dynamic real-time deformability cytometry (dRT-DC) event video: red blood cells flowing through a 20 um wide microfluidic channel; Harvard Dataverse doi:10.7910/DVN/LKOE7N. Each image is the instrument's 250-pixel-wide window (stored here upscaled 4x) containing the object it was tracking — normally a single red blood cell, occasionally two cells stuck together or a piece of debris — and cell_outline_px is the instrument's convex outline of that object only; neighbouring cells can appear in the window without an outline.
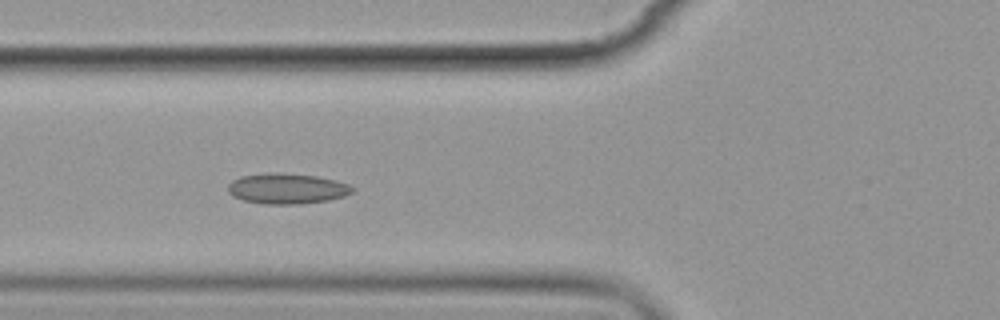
{"species": "common noctule bat (a hibernating species)", "species_latin": "Nyctalus noctula", "temperature_condition": "cold", "stored_images_in_passage": 7, "camera_frame_rate_fps": 3000, "um_per_image_px": 0.085, "animal": {"sex": "female", "body_mass_g": 19.9}, "frame": {"image": 1, "passage_image": 6, "time_ms": 6.667, "image_size_px": [1000, 320], "cell_outline_px": [[356, 188], [352, 192], [344, 196], [328, 200], [300, 204], [264, 204], [244, 200], [232, 196], [228, 192], [228, 184], [232, 180], [240, 176], [276, 172], [316, 176], [336, 180], [348, 184]], "centroid_in_image_um": [24.39, 16.03], "position_along_channel_um": 101.4, "area_um2": 22.14}}
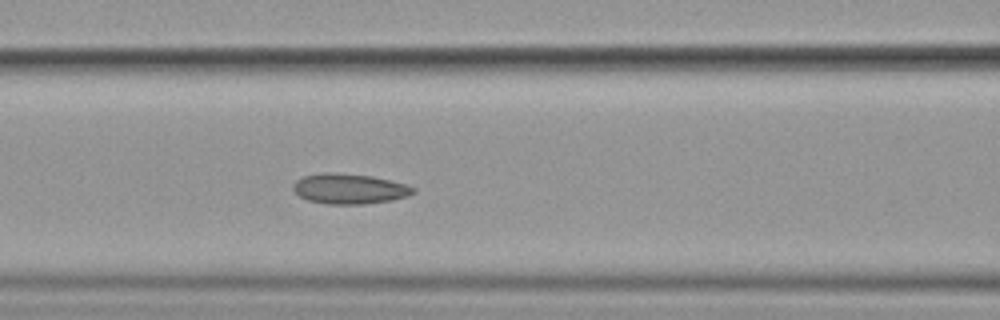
{"frame": {"image": 2, "passage_image": 7, "time_ms": 7.667, "image_size_px": [1000, 320], "cell_outline_px": [[416, 192], [408, 196], [392, 200], [364, 204], [328, 204], [308, 200], [300, 196], [292, 188], [292, 184], [296, 180], [304, 176], [324, 172], [336, 172], [372, 176], [408, 184], [416, 188]], "centroid_in_image_um": [29.73, 16.04], "position_along_channel_um": 136.9, "area_um2": 21.33}}